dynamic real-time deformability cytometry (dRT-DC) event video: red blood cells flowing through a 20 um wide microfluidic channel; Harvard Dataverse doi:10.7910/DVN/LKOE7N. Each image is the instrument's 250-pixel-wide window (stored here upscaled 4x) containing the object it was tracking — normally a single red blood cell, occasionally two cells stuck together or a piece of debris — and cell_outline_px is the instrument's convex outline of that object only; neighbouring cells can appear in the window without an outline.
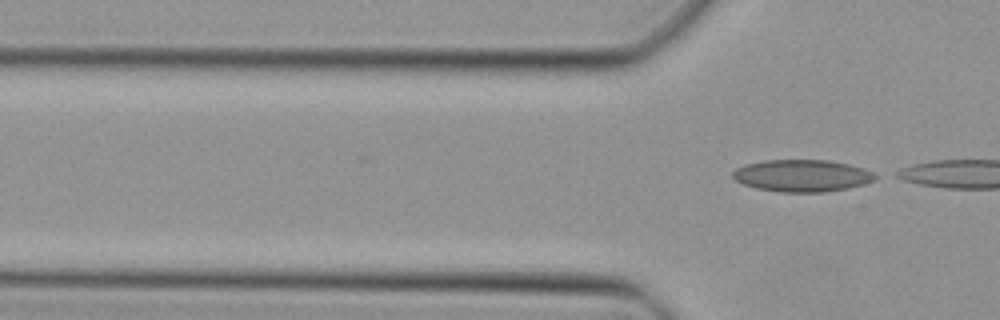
{"species": "Egyptian fruit bat (a non-hibernating species)", "species_latin": "Rousettus aegyptiacus", "temperature_condition": "cold", "stored_images_in_passage": 3, "camera_frame_rate_fps": 3000, "um_per_image_px": 0.085, "animal": {"sex": "female"}, "frame": {"image": 1, "passage_image": 3, "time_ms": 0.667, "image_size_px": [1000, 320], "cell_outline_px": [[880, 176], [876, 180], [864, 184], [824, 192], [780, 192], [756, 188], [744, 184], [736, 180], [732, 176], [732, 172], [736, 168], [744, 164], [764, 160], [828, 160], [848, 164], [864, 168]], "centroid_in_image_um": [68.18, 14.92], "position_along_channel_um": 57.6, "area_um2": 26.65}}